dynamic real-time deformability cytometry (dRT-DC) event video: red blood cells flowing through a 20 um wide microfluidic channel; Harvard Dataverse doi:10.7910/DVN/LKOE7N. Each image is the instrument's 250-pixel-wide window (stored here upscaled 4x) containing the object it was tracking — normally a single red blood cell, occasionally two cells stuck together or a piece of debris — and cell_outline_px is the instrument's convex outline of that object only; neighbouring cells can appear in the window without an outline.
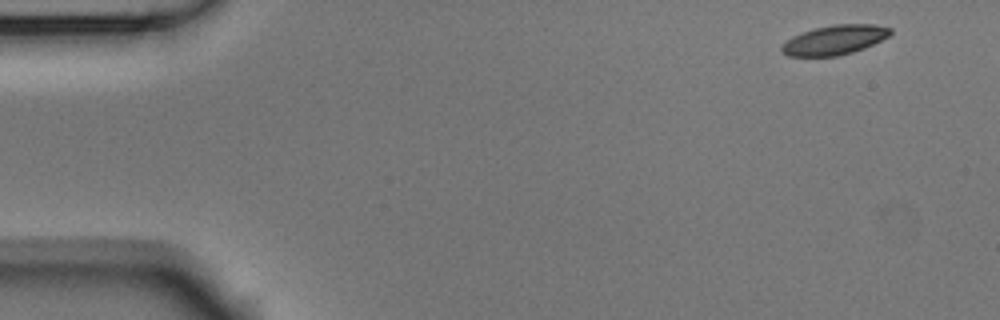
{"species": "Egyptian fruit bat (a non-hibernating species)", "species_latin": "Rousettus aegyptiacus", "temperature_condition": "room temperature", "stored_images_in_passage": 4, "camera_frame_rate_fps": 3000, "um_per_image_px": 0.085, "animal": {"sex": "male"}, "frame": {"image": 1, "passage_image": 1, "time_ms": 0.0, "image_size_px": [1000, 320], "cell_outline_px": [[892, 32], [888, 36], [864, 48], [852, 52], [836, 56], [788, 56], [780, 48], [792, 36], [816, 28], [832, 24], [876, 24], [892, 28]], "centroid_in_image_um": [70.97, 3.38], "position_along_channel_um": 14.0, "area_um2": 18.44}}
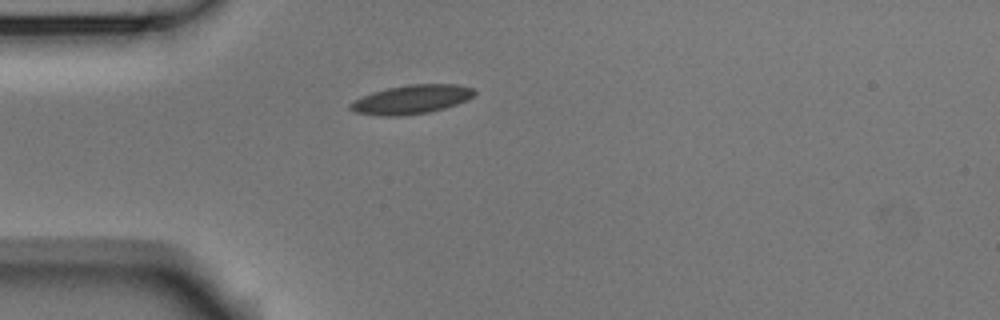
{"frame": {"image": 2, "passage_image": 4, "time_ms": 1.0, "image_size_px": [1000, 320], "cell_outline_px": [[476, 92], [468, 100], [444, 108], [428, 112], [400, 116], [384, 116], [356, 112], [348, 108], [348, 104], [360, 96], [372, 92], [388, 88], [408, 84], [456, 84], [472, 88]], "centroid_in_image_um": [34.95, 8.45], "position_along_channel_um": 50.1, "area_um2": 20.87}}